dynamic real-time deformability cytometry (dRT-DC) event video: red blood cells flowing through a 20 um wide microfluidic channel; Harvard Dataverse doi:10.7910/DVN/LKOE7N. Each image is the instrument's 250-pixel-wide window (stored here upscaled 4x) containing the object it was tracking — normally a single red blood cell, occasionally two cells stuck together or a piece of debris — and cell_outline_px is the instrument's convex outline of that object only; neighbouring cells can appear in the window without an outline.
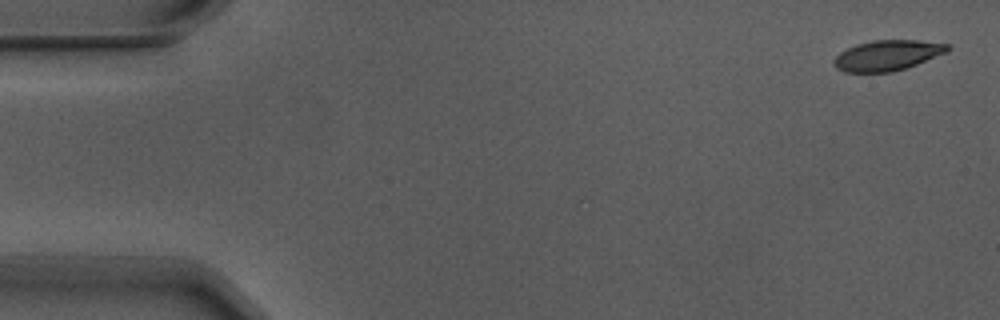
{"species": "Egyptian fruit bat (a non-hibernating species)", "species_latin": "Rousettus aegyptiacus", "temperature_condition": "warm", "stored_images_in_passage": 3, "camera_frame_rate_fps": 3000, "um_per_image_px": 0.085, "animal": {"sex": "male"}, "frame": {"image": 1, "passage_image": 1, "time_ms": 0.0, "image_size_px": [1000, 320], "cell_outline_px": [[952, 48], [948, 52], [916, 64], [892, 72], [844, 72], [836, 68], [832, 64], [832, 60], [840, 52], [856, 44], [872, 40], [920, 40], [948, 44]], "centroid_in_image_um": [75.41, 4.7], "position_along_channel_um": 9.6, "area_um2": 20.23}}